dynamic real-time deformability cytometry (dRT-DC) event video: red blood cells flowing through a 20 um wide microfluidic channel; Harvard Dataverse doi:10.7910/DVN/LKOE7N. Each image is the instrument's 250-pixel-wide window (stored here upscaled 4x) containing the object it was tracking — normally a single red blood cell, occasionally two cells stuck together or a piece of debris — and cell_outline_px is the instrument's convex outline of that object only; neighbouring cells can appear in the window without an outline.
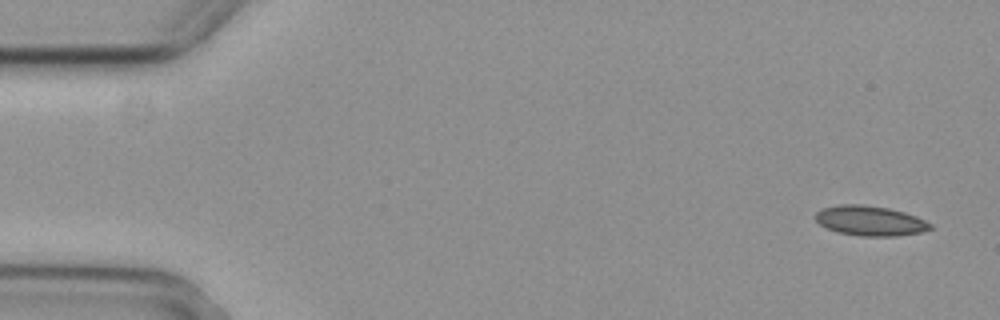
{"species": "common noctule bat (a hibernating species)", "species_latin": "Nyctalus noctula", "temperature_condition": "cold", "stored_images_in_passage": 6, "camera_frame_rate_fps": 3000, "um_per_image_px": 0.085, "animal": {"sex": "female", "body_mass_g": 29.2, "forearm_length_mm": 56.3}, "frame": {"image": 1, "passage_image": 1, "time_ms": 0.0, "image_size_px": [1000, 320], "cell_outline_px": [[932, 228], [920, 232], [896, 236], [860, 236], [836, 232], [820, 224], [816, 220], [816, 212], [824, 208], [840, 204], [860, 204], [888, 208], [904, 212], [916, 216], [932, 224]], "centroid_in_image_um": [73.96, 18.77], "position_along_channel_um": 11.0, "area_um2": 19.88}}
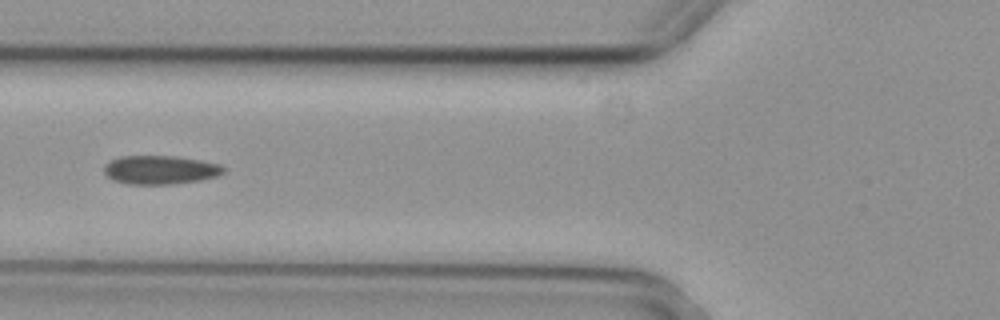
{"frame": {"image": 2, "passage_image": 6, "time_ms": 1.667, "image_size_px": [1000, 320], "cell_outline_px": [[224, 172], [216, 176], [200, 180], [172, 184], [128, 184], [112, 180], [104, 172], [104, 164], [120, 156], [176, 156], [200, 160], [220, 164], [224, 168]], "centroid_in_image_um": [13.6, 14.43], "position_along_channel_um": 112.2, "area_um2": 19.94}}